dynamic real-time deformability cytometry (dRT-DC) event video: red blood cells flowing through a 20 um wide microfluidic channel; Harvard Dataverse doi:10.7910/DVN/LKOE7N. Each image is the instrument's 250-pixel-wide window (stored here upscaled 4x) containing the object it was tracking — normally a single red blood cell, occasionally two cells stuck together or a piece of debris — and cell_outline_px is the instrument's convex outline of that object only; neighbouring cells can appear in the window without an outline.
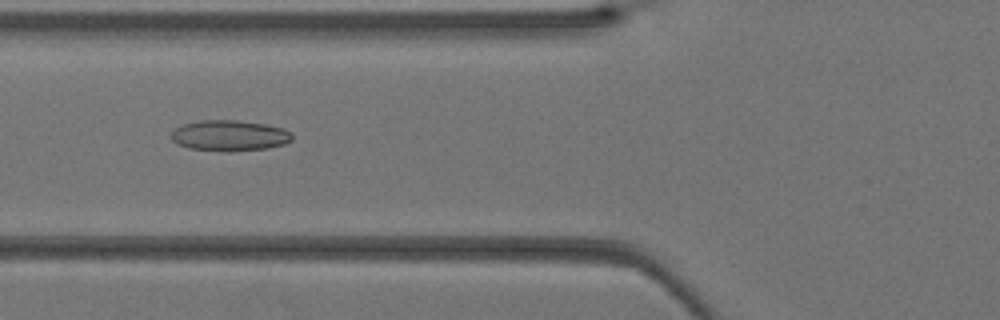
{"species": "Egyptian fruit bat (a non-hibernating species)", "species_latin": "Rousettus aegyptiacus", "temperature_condition": "warm", "stored_images_in_passage": 28, "camera_frame_rate_fps": 3000, "um_per_image_px": 0.085, "animal": {"sex": "female"}, "frame": {"image": 1, "passage_image": 4, "time_ms": 1.0, "image_size_px": [1000, 320], "cell_outline_px": [[292, 140], [284, 144], [268, 148], [188, 148], [176, 144], [168, 136], [176, 128], [184, 124], [200, 120], [236, 120], [264, 124], [284, 128], [292, 132]], "centroid_in_image_um": [19.5, 11.47], "position_along_channel_um": 106.3, "area_um2": 20.75}}
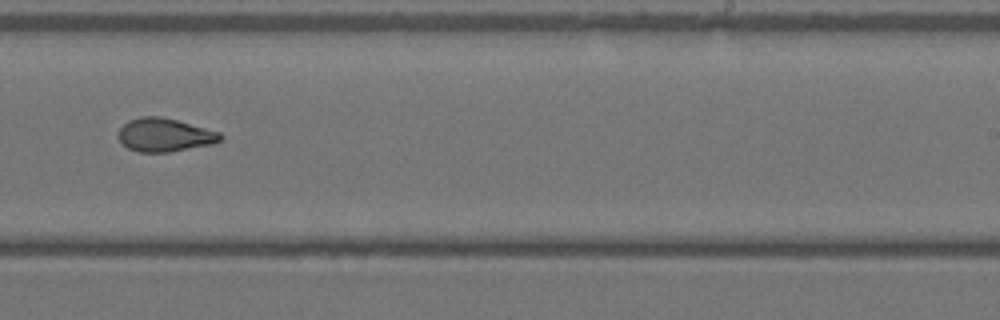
{"frame": {"image": 2, "passage_image": 14, "time_ms": 4.333, "image_size_px": [1000, 320], "cell_outline_px": [[224, 140], [216, 144], [168, 152], [140, 152], [128, 148], [120, 144], [120, 128], [128, 120], [140, 116], [160, 116], [176, 120], [220, 132], [224, 136]], "centroid_in_image_um": [14.04, 11.48], "position_along_channel_um": 275.0, "area_um2": 20.0}}
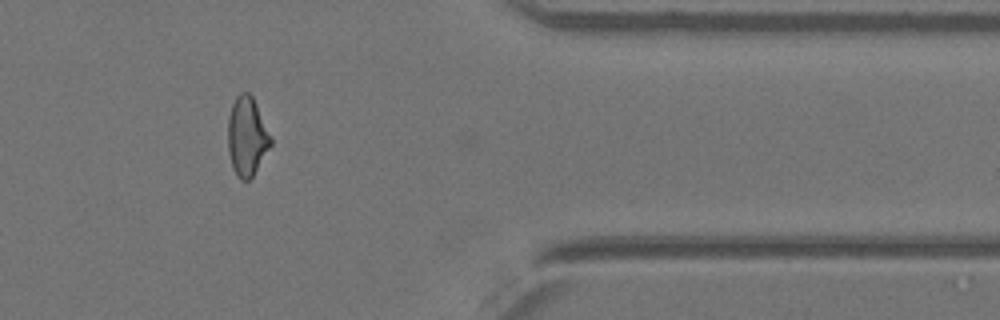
{"frame": {"image": 3, "passage_image": 22, "time_ms": 7.0, "image_size_px": [1000, 320], "cell_outline_px": [[272, 144], [252, 176], [248, 180], [240, 180], [236, 176], [232, 168], [228, 152], [228, 116], [232, 104], [236, 96], [240, 92], [248, 92], [252, 96], [272, 136]], "centroid_in_image_um": [20.98, 11.59], "position_along_channel_um": 390.4, "area_um2": 19.83}}